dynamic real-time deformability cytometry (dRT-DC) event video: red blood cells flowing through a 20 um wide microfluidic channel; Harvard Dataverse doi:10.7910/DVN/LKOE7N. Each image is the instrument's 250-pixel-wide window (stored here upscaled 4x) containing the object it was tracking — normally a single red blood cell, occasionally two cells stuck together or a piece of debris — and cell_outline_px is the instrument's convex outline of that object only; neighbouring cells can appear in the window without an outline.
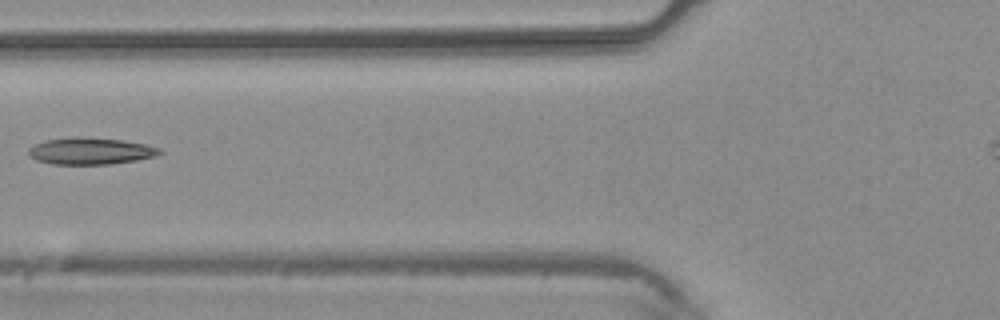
{"species": "common noctule bat (a hibernating species)", "species_latin": "Nyctalus noctula", "temperature_condition": "warm", "stored_images_in_passage": 5, "segment_of_instrument_passage": [1, 2], "camera_frame_rate_fps": 3000, "um_per_image_px": 0.085, "animal": {"sex": "male", "body_mass_g": 20.4}, "frame": {"image": 1, "passage_image": 4, "time_ms": 3.333, "image_size_px": [1000, 320], "cell_outline_px": [[164, 152], [156, 156], [136, 160], [112, 164], [52, 164], [36, 160], [28, 156], [28, 148], [44, 140], [76, 136], [84, 136], [120, 140], [144, 144], [160, 148]], "centroid_in_image_um": [7.67, 12.83], "position_along_channel_um": 118.1, "area_um2": 20.63}}